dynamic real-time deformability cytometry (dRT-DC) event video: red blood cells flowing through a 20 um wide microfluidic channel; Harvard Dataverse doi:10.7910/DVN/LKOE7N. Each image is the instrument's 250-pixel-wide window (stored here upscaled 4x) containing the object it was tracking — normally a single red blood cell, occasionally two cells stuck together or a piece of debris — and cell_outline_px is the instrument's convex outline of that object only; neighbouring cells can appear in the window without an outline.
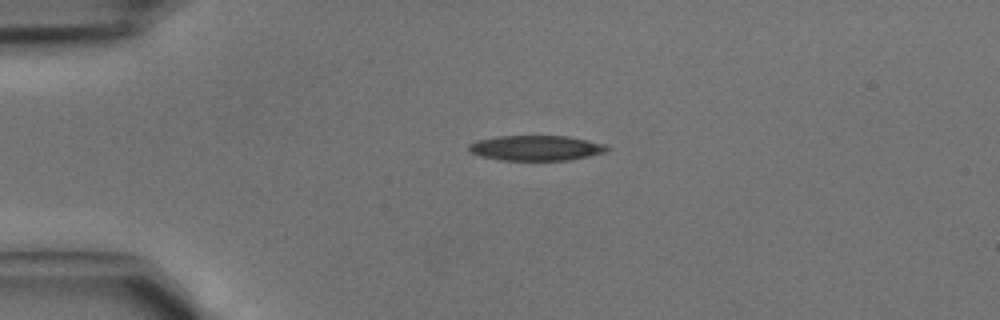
{"species": "common noctule bat (a hibernating species)", "species_latin": "Nyctalus noctula", "temperature_condition": "cold", "stored_images_in_passage": 3, "camera_frame_rate_fps": 3000, "um_per_image_px": 0.085, "animal": {"sex": "male", "body_mass_g": 15.6}, "frame": {"image": 1, "passage_image": 2, "time_ms": 0.333, "image_size_px": [1000, 320], "cell_outline_px": [[612, 148], [608, 152], [568, 160], [500, 160], [480, 156], [468, 152], [468, 144], [476, 140], [500, 136], [568, 136], [588, 140], [604, 144]], "centroid_in_image_um": [45.56, 12.58], "position_along_channel_um": 39.4, "area_um2": 20.46}}